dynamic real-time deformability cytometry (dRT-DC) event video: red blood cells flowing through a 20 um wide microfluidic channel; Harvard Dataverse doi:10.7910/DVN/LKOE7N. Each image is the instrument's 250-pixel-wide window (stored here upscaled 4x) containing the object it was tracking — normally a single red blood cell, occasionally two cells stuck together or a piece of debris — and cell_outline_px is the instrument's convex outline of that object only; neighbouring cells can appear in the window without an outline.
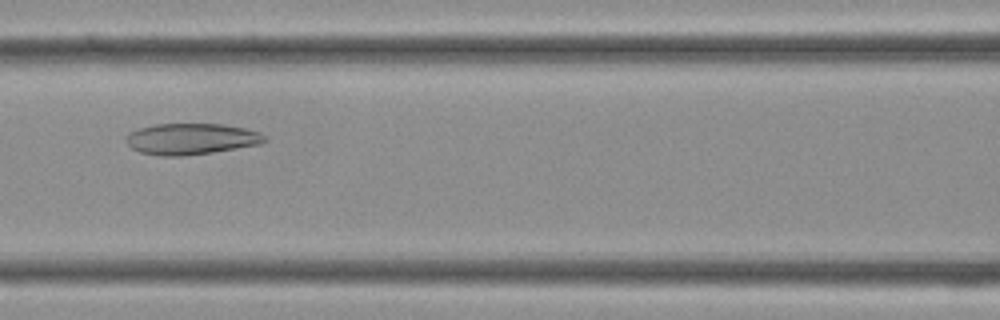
{"species": "Egyptian fruit bat (a non-hibernating species)", "species_latin": "Rousettus aegyptiacus", "temperature_condition": "cold", "stored_images_in_passage": 33, "camera_frame_rate_fps": 3000, "um_per_image_px": 0.085, "frame": {"image": 1, "passage_image": 13, "time_ms": 4.0, "image_size_px": [1000, 320], "cell_outline_px": [[268, 140], [264, 144], [212, 152], [184, 156], [160, 156], [140, 152], [132, 148], [124, 140], [128, 132], [140, 128], [156, 124], [224, 124], [244, 128], [260, 132]], "centroid_in_image_um": [16.27, 11.81], "position_along_channel_um": 150.3, "area_um2": 25.37}}
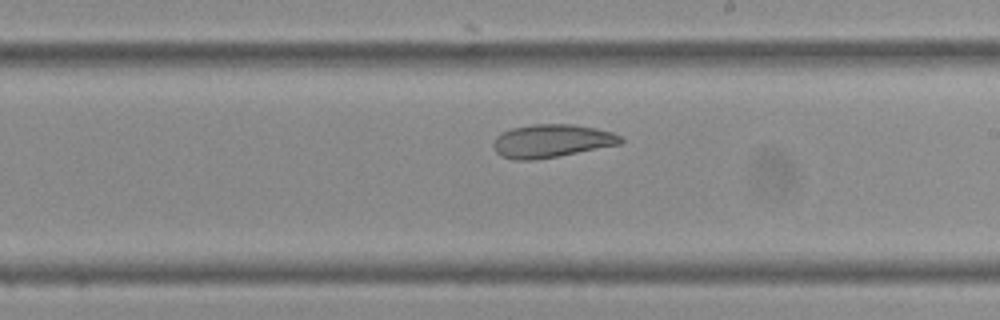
{"frame": {"image": 2, "passage_image": 18, "time_ms": 5.667, "image_size_px": [1000, 320], "cell_outline_px": [[624, 140], [620, 144], [536, 160], [512, 160], [500, 156], [496, 152], [492, 144], [496, 136], [512, 128], [532, 124], [572, 124], [596, 128], [612, 132], [620, 136]], "centroid_in_image_um": [46.85, 11.98], "position_along_channel_um": 242.1, "area_um2": 24.57}}
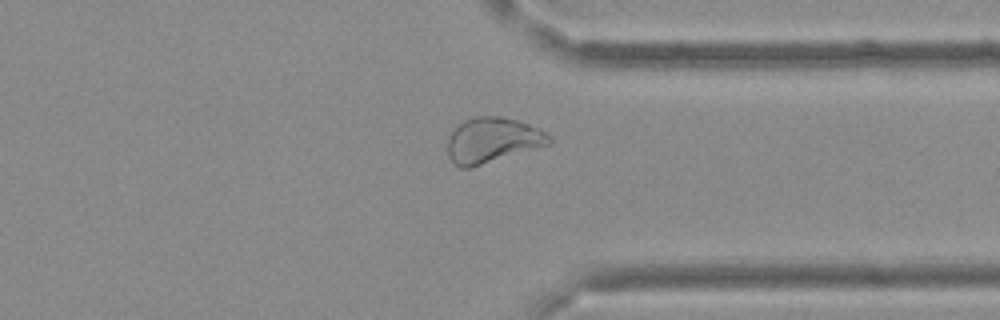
{"frame": {"image": 3, "passage_image": 25, "time_ms": 8.0, "image_size_px": [1000, 320], "cell_outline_px": [[552, 144], [472, 168], [460, 168], [452, 164], [448, 156], [448, 136], [456, 124], [464, 120], [476, 116], [500, 116], [516, 120], [528, 124], [552, 136]], "centroid_in_image_um": [41.83, 11.94], "position_along_channel_um": 369.6, "area_um2": 27.28}}